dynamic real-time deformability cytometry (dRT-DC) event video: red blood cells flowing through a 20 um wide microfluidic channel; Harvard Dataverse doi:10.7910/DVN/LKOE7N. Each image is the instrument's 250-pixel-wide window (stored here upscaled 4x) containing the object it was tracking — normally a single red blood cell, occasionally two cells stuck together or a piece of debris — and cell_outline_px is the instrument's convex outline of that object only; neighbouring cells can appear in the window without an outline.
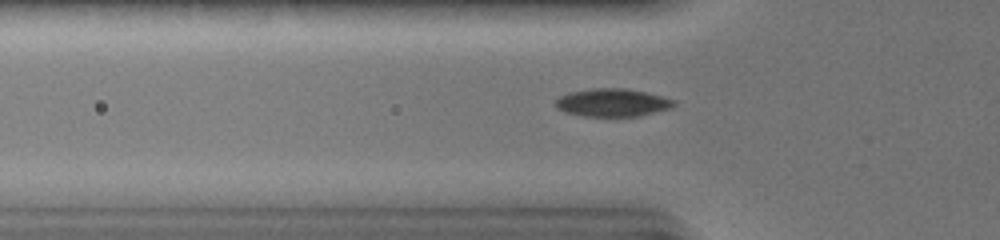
{"species": "common noctule bat (a hibernating species)", "species_latin": "Nyctalus noctula", "temperature_condition": "warm", "stored_images_in_passage": 30, "camera_frame_rate_fps": 3000, "um_per_image_px": 0.085, "animal": {"sex": "female", "body_mass_g": 19.0, "forearm_length_mm": 51.5}, "frame": {"image": 1, "passage_image": 17, "time_ms": 5.333, "image_size_px": [1000, 240], "cell_outline_px": [[676, 104], [672, 108], [640, 116], [584, 116], [564, 112], [556, 108], [556, 100], [560, 96], [568, 92], [592, 88], [628, 88], [676, 100]], "centroid_in_image_um": [52.06, 8.72], "position_along_channel_um": 73.7, "area_um2": 19.36}}
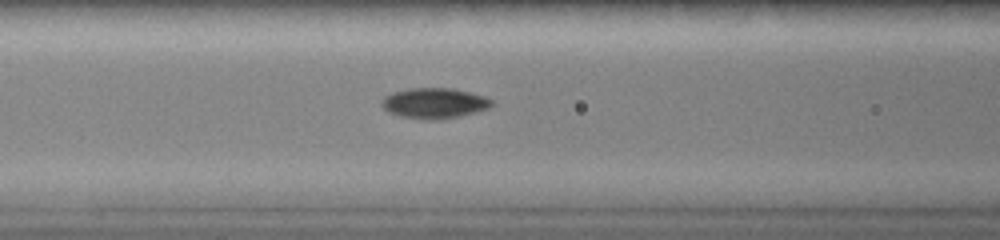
{"frame": {"image": 2, "passage_image": 21, "time_ms": 6.667, "image_size_px": [1000, 240], "cell_outline_px": [[496, 104], [488, 108], [476, 112], [444, 120], [428, 120], [400, 116], [388, 112], [380, 104], [380, 100], [384, 96], [392, 92], [408, 88], [452, 88], [484, 96], [492, 100]], "centroid_in_image_um": [36.9, 8.77], "position_along_channel_um": 129.7, "area_um2": 19.83}}